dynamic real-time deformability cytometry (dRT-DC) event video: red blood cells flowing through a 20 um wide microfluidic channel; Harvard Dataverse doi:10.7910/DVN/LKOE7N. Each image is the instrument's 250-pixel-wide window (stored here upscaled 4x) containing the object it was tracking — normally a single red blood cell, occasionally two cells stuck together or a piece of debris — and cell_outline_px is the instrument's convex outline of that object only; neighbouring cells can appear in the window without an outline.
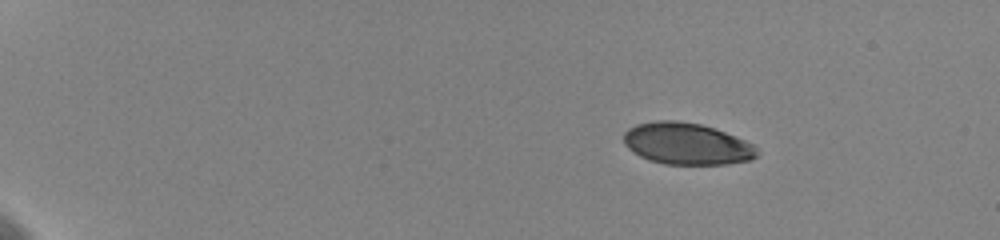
{"species": "human", "species_latin": "Homo sapiens", "temperature_condition": "cold", "stored_images_in_passage": 50, "camera_frame_rate_fps": 3000, "um_per_image_px": 0.085, "donor": {"sex": "female"}, "frame": {"image": 1, "passage_image": 1, "time_ms": 0.0, "image_size_px": [1000, 240], "cell_outline_px": [[760, 152], [752, 160], [728, 164], [664, 164], [648, 160], [640, 156], [628, 148], [624, 144], [624, 132], [628, 128], [636, 124], [656, 120], [676, 120], [700, 124], [724, 132], [744, 140], [752, 144]], "centroid_in_image_um": [58.36, 12.22], "position_along_channel_um": 26.6, "area_um2": 32.43}}
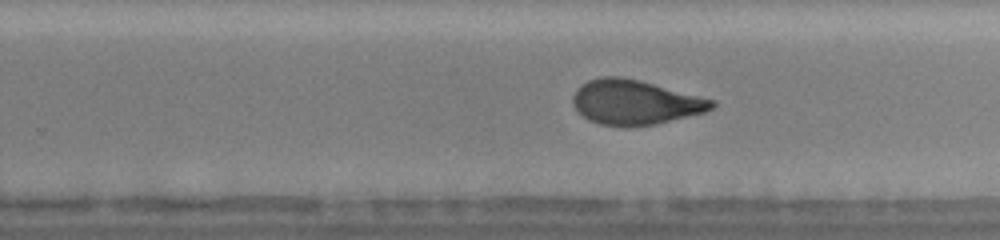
{"frame": {"image": 2, "passage_image": 32, "time_ms": 10.333, "image_size_px": [1000, 240], "cell_outline_px": [[716, 104], [712, 108], [704, 112], [656, 124], [628, 128], [624, 128], [600, 124], [588, 120], [576, 108], [572, 100], [572, 96], [576, 88], [588, 80], [604, 76], [620, 76], [640, 80], [716, 100]], "centroid_in_image_um": [53.97, 8.7], "position_along_channel_um": 275.8, "area_um2": 36.41}}
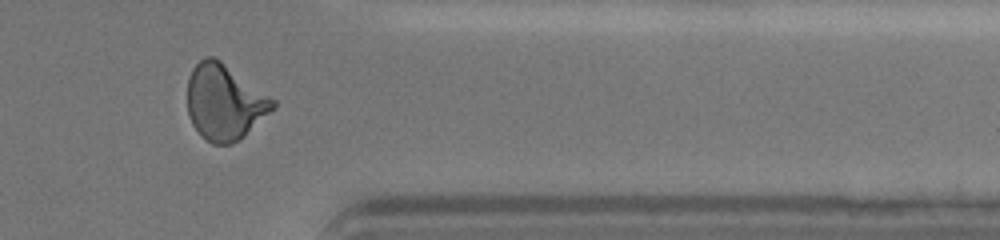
{"frame": {"image": 3, "passage_image": 42, "time_ms": 13.667, "image_size_px": [1000, 240], "cell_outline_px": [[276, 108], [240, 140], [232, 144], [212, 144], [192, 124], [188, 116], [188, 80], [192, 68], [204, 56], [212, 56], [220, 60], [276, 100]], "centroid_in_image_um": [19.11, 8.68], "position_along_channel_um": 392.3, "area_um2": 37.63}, "authors_computed_cell_mechanics": {"area_um2": 36.0094, "velocity_mm_per_s": 3.6073, "shape_relaxation_time_tau1_ms": 4.5391, "shape_relaxation_time_tau2_ms": 1.3827, "deformation_change_tau1": 0.1535, "deformation_change_tau2": 0.0704}}